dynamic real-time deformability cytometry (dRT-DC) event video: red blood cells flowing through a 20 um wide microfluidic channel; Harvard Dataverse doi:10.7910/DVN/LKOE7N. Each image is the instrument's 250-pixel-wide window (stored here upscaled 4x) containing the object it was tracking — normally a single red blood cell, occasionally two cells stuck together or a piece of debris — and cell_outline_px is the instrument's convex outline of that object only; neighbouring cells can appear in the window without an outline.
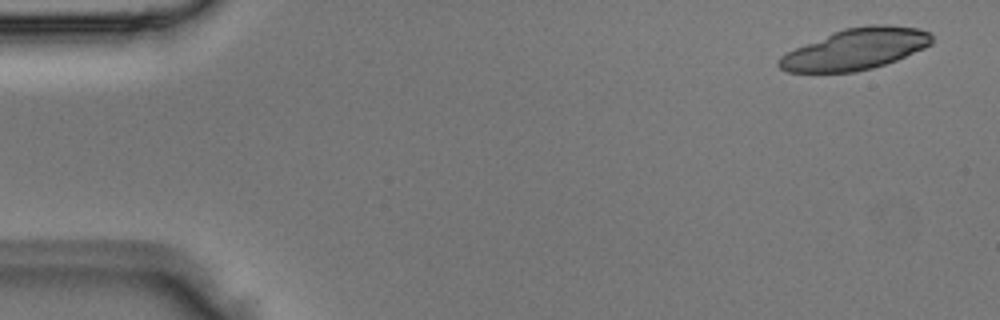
{"species": "Egyptian fruit bat (a non-hibernating species)", "species_latin": "Rousettus aegyptiacus", "temperature_condition": "room temperature", "stored_images_in_passage": 5, "camera_frame_rate_fps": 3000, "um_per_image_px": 0.085, "animal": {"sex": "male"}, "frame": {"image": 1, "passage_image": 1, "time_ms": 0.0, "image_size_px": [1000, 320], "cell_outline_px": [[932, 44], [924, 48], [896, 60], [872, 68], [856, 72], [788, 72], [780, 68], [776, 64], [776, 60], [780, 56], [796, 48], [844, 28], [868, 24], [888, 24], [920, 28], [932, 32]], "centroid_in_image_um": [72.76, 4.16], "position_along_channel_um": 12.2, "area_um2": 36.65}}
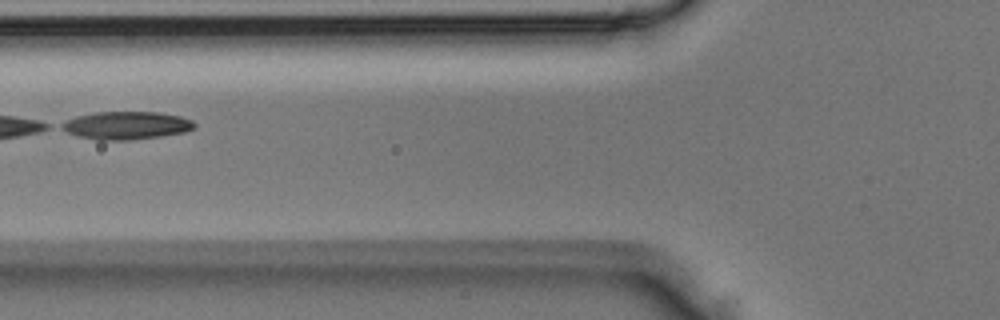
{"frame": {"image": 2, "passage_image": 5, "time_ms": 1.333, "image_size_px": [1000, 320], "cell_outline_px": [[196, 128], [184, 132], [160, 136], [132, 140], [96, 140], [76, 136], [60, 128], [56, 124], [64, 120], [76, 116], [96, 112], [160, 112], [180, 116], [192, 120], [196, 124]], "centroid_in_image_um": [10.69, 10.66], "position_along_channel_um": 115.1, "area_um2": 21.91}}